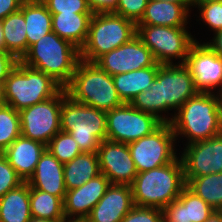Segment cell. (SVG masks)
<instances>
[{"instance_id": "1", "label": "cell", "mask_w": 222, "mask_h": 222, "mask_svg": "<svg viewBox=\"0 0 222 222\" xmlns=\"http://www.w3.org/2000/svg\"><path fill=\"white\" fill-rule=\"evenodd\" d=\"M179 63V64H178ZM161 64L150 89L136 95L130 104L146 113L155 115L162 122L170 123L171 117L159 113L178 109L199 91L185 64Z\"/></svg>"}, {"instance_id": "2", "label": "cell", "mask_w": 222, "mask_h": 222, "mask_svg": "<svg viewBox=\"0 0 222 222\" xmlns=\"http://www.w3.org/2000/svg\"><path fill=\"white\" fill-rule=\"evenodd\" d=\"M198 92L189 98L170 122L176 137L188 138V143L210 139L222 133V95Z\"/></svg>"}, {"instance_id": "3", "label": "cell", "mask_w": 222, "mask_h": 222, "mask_svg": "<svg viewBox=\"0 0 222 222\" xmlns=\"http://www.w3.org/2000/svg\"><path fill=\"white\" fill-rule=\"evenodd\" d=\"M137 173L131 184L134 206L163 209L186 187L182 159Z\"/></svg>"}, {"instance_id": "4", "label": "cell", "mask_w": 222, "mask_h": 222, "mask_svg": "<svg viewBox=\"0 0 222 222\" xmlns=\"http://www.w3.org/2000/svg\"><path fill=\"white\" fill-rule=\"evenodd\" d=\"M79 60L80 50L51 31L34 43L20 61L44 72L65 88Z\"/></svg>"}, {"instance_id": "5", "label": "cell", "mask_w": 222, "mask_h": 222, "mask_svg": "<svg viewBox=\"0 0 222 222\" xmlns=\"http://www.w3.org/2000/svg\"><path fill=\"white\" fill-rule=\"evenodd\" d=\"M65 90L73 101L104 112L124 104L117 93L112 76L94 62L80 59Z\"/></svg>"}, {"instance_id": "6", "label": "cell", "mask_w": 222, "mask_h": 222, "mask_svg": "<svg viewBox=\"0 0 222 222\" xmlns=\"http://www.w3.org/2000/svg\"><path fill=\"white\" fill-rule=\"evenodd\" d=\"M60 128L70 133L81 152H97L107 139L106 112L73 101L63 88Z\"/></svg>"}, {"instance_id": "7", "label": "cell", "mask_w": 222, "mask_h": 222, "mask_svg": "<svg viewBox=\"0 0 222 222\" xmlns=\"http://www.w3.org/2000/svg\"><path fill=\"white\" fill-rule=\"evenodd\" d=\"M62 89L52 77L19 60L4 81V104L20 111L54 97Z\"/></svg>"}, {"instance_id": "8", "label": "cell", "mask_w": 222, "mask_h": 222, "mask_svg": "<svg viewBox=\"0 0 222 222\" xmlns=\"http://www.w3.org/2000/svg\"><path fill=\"white\" fill-rule=\"evenodd\" d=\"M137 35L136 24L113 12L93 13L80 59L95 62L103 54L129 42Z\"/></svg>"}, {"instance_id": "9", "label": "cell", "mask_w": 222, "mask_h": 222, "mask_svg": "<svg viewBox=\"0 0 222 222\" xmlns=\"http://www.w3.org/2000/svg\"><path fill=\"white\" fill-rule=\"evenodd\" d=\"M137 36L151 50L159 64H173V58L185 64L189 48L196 41L186 27L136 25Z\"/></svg>"}, {"instance_id": "10", "label": "cell", "mask_w": 222, "mask_h": 222, "mask_svg": "<svg viewBox=\"0 0 222 222\" xmlns=\"http://www.w3.org/2000/svg\"><path fill=\"white\" fill-rule=\"evenodd\" d=\"M177 140L170 123L163 122L151 134L128 143L137 173L152 170L173 162Z\"/></svg>"}, {"instance_id": "11", "label": "cell", "mask_w": 222, "mask_h": 222, "mask_svg": "<svg viewBox=\"0 0 222 222\" xmlns=\"http://www.w3.org/2000/svg\"><path fill=\"white\" fill-rule=\"evenodd\" d=\"M162 123L155 115L124 103L106 112L107 139L128 144L151 134Z\"/></svg>"}, {"instance_id": "12", "label": "cell", "mask_w": 222, "mask_h": 222, "mask_svg": "<svg viewBox=\"0 0 222 222\" xmlns=\"http://www.w3.org/2000/svg\"><path fill=\"white\" fill-rule=\"evenodd\" d=\"M62 90L54 97L19 111L21 135L48 145L61 131Z\"/></svg>"}, {"instance_id": "13", "label": "cell", "mask_w": 222, "mask_h": 222, "mask_svg": "<svg viewBox=\"0 0 222 222\" xmlns=\"http://www.w3.org/2000/svg\"><path fill=\"white\" fill-rule=\"evenodd\" d=\"M185 65L190 70L199 92H212L219 87L218 93H222V56L208 43L200 44L195 41L189 48Z\"/></svg>"}, {"instance_id": "14", "label": "cell", "mask_w": 222, "mask_h": 222, "mask_svg": "<svg viewBox=\"0 0 222 222\" xmlns=\"http://www.w3.org/2000/svg\"><path fill=\"white\" fill-rule=\"evenodd\" d=\"M94 63L113 76L151 67L156 61L151 50L136 35L129 42L103 54Z\"/></svg>"}, {"instance_id": "15", "label": "cell", "mask_w": 222, "mask_h": 222, "mask_svg": "<svg viewBox=\"0 0 222 222\" xmlns=\"http://www.w3.org/2000/svg\"><path fill=\"white\" fill-rule=\"evenodd\" d=\"M180 156L185 178L222 172V133L207 140L186 144Z\"/></svg>"}, {"instance_id": "16", "label": "cell", "mask_w": 222, "mask_h": 222, "mask_svg": "<svg viewBox=\"0 0 222 222\" xmlns=\"http://www.w3.org/2000/svg\"><path fill=\"white\" fill-rule=\"evenodd\" d=\"M97 155L100 173L109 179L110 184L133 183L137 171L127 143L106 139L100 142Z\"/></svg>"}, {"instance_id": "17", "label": "cell", "mask_w": 222, "mask_h": 222, "mask_svg": "<svg viewBox=\"0 0 222 222\" xmlns=\"http://www.w3.org/2000/svg\"><path fill=\"white\" fill-rule=\"evenodd\" d=\"M109 185V179L100 173L82 186L67 190L63 200L64 216L66 218H87Z\"/></svg>"}, {"instance_id": "18", "label": "cell", "mask_w": 222, "mask_h": 222, "mask_svg": "<svg viewBox=\"0 0 222 222\" xmlns=\"http://www.w3.org/2000/svg\"><path fill=\"white\" fill-rule=\"evenodd\" d=\"M134 207L131 185L110 184L103 197L92 208L89 222H121Z\"/></svg>"}, {"instance_id": "19", "label": "cell", "mask_w": 222, "mask_h": 222, "mask_svg": "<svg viewBox=\"0 0 222 222\" xmlns=\"http://www.w3.org/2000/svg\"><path fill=\"white\" fill-rule=\"evenodd\" d=\"M64 164L46 148L41 154L34 173L26 181L30 187L64 200L67 192L64 182Z\"/></svg>"}, {"instance_id": "20", "label": "cell", "mask_w": 222, "mask_h": 222, "mask_svg": "<svg viewBox=\"0 0 222 222\" xmlns=\"http://www.w3.org/2000/svg\"><path fill=\"white\" fill-rule=\"evenodd\" d=\"M214 211L186 186L178 199L162 209L163 222H205Z\"/></svg>"}, {"instance_id": "21", "label": "cell", "mask_w": 222, "mask_h": 222, "mask_svg": "<svg viewBox=\"0 0 222 222\" xmlns=\"http://www.w3.org/2000/svg\"><path fill=\"white\" fill-rule=\"evenodd\" d=\"M45 149L46 145L43 143L20 135L2 154L17 174L24 181H27L34 173L39 158Z\"/></svg>"}, {"instance_id": "22", "label": "cell", "mask_w": 222, "mask_h": 222, "mask_svg": "<svg viewBox=\"0 0 222 222\" xmlns=\"http://www.w3.org/2000/svg\"><path fill=\"white\" fill-rule=\"evenodd\" d=\"M190 7V3L148 0L144 14L136 25L185 27Z\"/></svg>"}, {"instance_id": "23", "label": "cell", "mask_w": 222, "mask_h": 222, "mask_svg": "<svg viewBox=\"0 0 222 222\" xmlns=\"http://www.w3.org/2000/svg\"><path fill=\"white\" fill-rule=\"evenodd\" d=\"M51 15L52 31L80 50L86 42L93 14L51 13Z\"/></svg>"}, {"instance_id": "24", "label": "cell", "mask_w": 222, "mask_h": 222, "mask_svg": "<svg viewBox=\"0 0 222 222\" xmlns=\"http://www.w3.org/2000/svg\"><path fill=\"white\" fill-rule=\"evenodd\" d=\"M160 65L156 62L151 67L113 75L112 79L121 100L130 103L136 95L150 89Z\"/></svg>"}, {"instance_id": "25", "label": "cell", "mask_w": 222, "mask_h": 222, "mask_svg": "<svg viewBox=\"0 0 222 222\" xmlns=\"http://www.w3.org/2000/svg\"><path fill=\"white\" fill-rule=\"evenodd\" d=\"M30 186L24 181L0 197V222H29Z\"/></svg>"}, {"instance_id": "26", "label": "cell", "mask_w": 222, "mask_h": 222, "mask_svg": "<svg viewBox=\"0 0 222 222\" xmlns=\"http://www.w3.org/2000/svg\"><path fill=\"white\" fill-rule=\"evenodd\" d=\"M20 10L25 18L29 49L39 39L52 31V15L41 0H25Z\"/></svg>"}, {"instance_id": "27", "label": "cell", "mask_w": 222, "mask_h": 222, "mask_svg": "<svg viewBox=\"0 0 222 222\" xmlns=\"http://www.w3.org/2000/svg\"><path fill=\"white\" fill-rule=\"evenodd\" d=\"M63 170L66 190L82 186L100 174L97 152H82L65 163Z\"/></svg>"}, {"instance_id": "28", "label": "cell", "mask_w": 222, "mask_h": 222, "mask_svg": "<svg viewBox=\"0 0 222 222\" xmlns=\"http://www.w3.org/2000/svg\"><path fill=\"white\" fill-rule=\"evenodd\" d=\"M2 22L5 51L18 60L28 51L25 18L21 10L11 13Z\"/></svg>"}, {"instance_id": "29", "label": "cell", "mask_w": 222, "mask_h": 222, "mask_svg": "<svg viewBox=\"0 0 222 222\" xmlns=\"http://www.w3.org/2000/svg\"><path fill=\"white\" fill-rule=\"evenodd\" d=\"M185 180L191 191L216 211H222V172Z\"/></svg>"}, {"instance_id": "30", "label": "cell", "mask_w": 222, "mask_h": 222, "mask_svg": "<svg viewBox=\"0 0 222 222\" xmlns=\"http://www.w3.org/2000/svg\"><path fill=\"white\" fill-rule=\"evenodd\" d=\"M31 216L61 222L64 216L63 200L60 197L30 187Z\"/></svg>"}, {"instance_id": "31", "label": "cell", "mask_w": 222, "mask_h": 222, "mask_svg": "<svg viewBox=\"0 0 222 222\" xmlns=\"http://www.w3.org/2000/svg\"><path fill=\"white\" fill-rule=\"evenodd\" d=\"M21 135L19 111L9 105H0V153Z\"/></svg>"}, {"instance_id": "32", "label": "cell", "mask_w": 222, "mask_h": 222, "mask_svg": "<svg viewBox=\"0 0 222 222\" xmlns=\"http://www.w3.org/2000/svg\"><path fill=\"white\" fill-rule=\"evenodd\" d=\"M46 148L61 163L65 164L81 154L78 143L70 133L60 131L48 143Z\"/></svg>"}, {"instance_id": "33", "label": "cell", "mask_w": 222, "mask_h": 222, "mask_svg": "<svg viewBox=\"0 0 222 222\" xmlns=\"http://www.w3.org/2000/svg\"><path fill=\"white\" fill-rule=\"evenodd\" d=\"M50 13L93 14L87 0H41Z\"/></svg>"}, {"instance_id": "34", "label": "cell", "mask_w": 222, "mask_h": 222, "mask_svg": "<svg viewBox=\"0 0 222 222\" xmlns=\"http://www.w3.org/2000/svg\"><path fill=\"white\" fill-rule=\"evenodd\" d=\"M24 180L17 174L9 164L7 158L0 153V197L8 191L18 187Z\"/></svg>"}, {"instance_id": "35", "label": "cell", "mask_w": 222, "mask_h": 222, "mask_svg": "<svg viewBox=\"0 0 222 222\" xmlns=\"http://www.w3.org/2000/svg\"><path fill=\"white\" fill-rule=\"evenodd\" d=\"M198 9L200 10V18L209 25L215 34L222 30V0L204 3L199 5Z\"/></svg>"}, {"instance_id": "36", "label": "cell", "mask_w": 222, "mask_h": 222, "mask_svg": "<svg viewBox=\"0 0 222 222\" xmlns=\"http://www.w3.org/2000/svg\"><path fill=\"white\" fill-rule=\"evenodd\" d=\"M148 0H118L117 7L113 11L137 24L144 14Z\"/></svg>"}, {"instance_id": "37", "label": "cell", "mask_w": 222, "mask_h": 222, "mask_svg": "<svg viewBox=\"0 0 222 222\" xmlns=\"http://www.w3.org/2000/svg\"><path fill=\"white\" fill-rule=\"evenodd\" d=\"M121 222H163L161 209L134 206Z\"/></svg>"}, {"instance_id": "38", "label": "cell", "mask_w": 222, "mask_h": 222, "mask_svg": "<svg viewBox=\"0 0 222 222\" xmlns=\"http://www.w3.org/2000/svg\"><path fill=\"white\" fill-rule=\"evenodd\" d=\"M18 59L7 51L0 50V82H4L10 72L15 68Z\"/></svg>"}, {"instance_id": "39", "label": "cell", "mask_w": 222, "mask_h": 222, "mask_svg": "<svg viewBox=\"0 0 222 222\" xmlns=\"http://www.w3.org/2000/svg\"><path fill=\"white\" fill-rule=\"evenodd\" d=\"M87 3L93 13L113 12L118 0H87Z\"/></svg>"}, {"instance_id": "40", "label": "cell", "mask_w": 222, "mask_h": 222, "mask_svg": "<svg viewBox=\"0 0 222 222\" xmlns=\"http://www.w3.org/2000/svg\"><path fill=\"white\" fill-rule=\"evenodd\" d=\"M25 0H0V20L20 10Z\"/></svg>"}, {"instance_id": "41", "label": "cell", "mask_w": 222, "mask_h": 222, "mask_svg": "<svg viewBox=\"0 0 222 222\" xmlns=\"http://www.w3.org/2000/svg\"><path fill=\"white\" fill-rule=\"evenodd\" d=\"M208 42V45L220 56H222V30L214 34V38Z\"/></svg>"}, {"instance_id": "42", "label": "cell", "mask_w": 222, "mask_h": 222, "mask_svg": "<svg viewBox=\"0 0 222 222\" xmlns=\"http://www.w3.org/2000/svg\"><path fill=\"white\" fill-rule=\"evenodd\" d=\"M205 222H222V211H214Z\"/></svg>"}, {"instance_id": "43", "label": "cell", "mask_w": 222, "mask_h": 222, "mask_svg": "<svg viewBox=\"0 0 222 222\" xmlns=\"http://www.w3.org/2000/svg\"><path fill=\"white\" fill-rule=\"evenodd\" d=\"M189 1H190L191 6L197 7V6L207 3V2H214V1H220V0H189Z\"/></svg>"}, {"instance_id": "44", "label": "cell", "mask_w": 222, "mask_h": 222, "mask_svg": "<svg viewBox=\"0 0 222 222\" xmlns=\"http://www.w3.org/2000/svg\"><path fill=\"white\" fill-rule=\"evenodd\" d=\"M0 50H5V44H4V35H3V29H2V22L0 20Z\"/></svg>"}, {"instance_id": "45", "label": "cell", "mask_w": 222, "mask_h": 222, "mask_svg": "<svg viewBox=\"0 0 222 222\" xmlns=\"http://www.w3.org/2000/svg\"><path fill=\"white\" fill-rule=\"evenodd\" d=\"M61 222H89L87 218H64Z\"/></svg>"}, {"instance_id": "46", "label": "cell", "mask_w": 222, "mask_h": 222, "mask_svg": "<svg viewBox=\"0 0 222 222\" xmlns=\"http://www.w3.org/2000/svg\"><path fill=\"white\" fill-rule=\"evenodd\" d=\"M4 104V82H0V105Z\"/></svg>"}, {"instance_id": "47", "label": "cell", "mask_w": 222, "mask_h": 222, "mask_svg": "<svg viewBox=\"0 0 222 222\" xmlns=\"http://www.w3.org/2000/svg\"><path fill=\"white\" fill-rule=\"evenodd\" d=\"M29 222H56L48 219H42V218H36V217H31Z\"/></svg>"}, {"instance_id": "48", "label": "cell", "mask_w": 222, "mask_h": 222, "mask_svg": "<svg viewBox=\"0 0 222 222\" xmlns=\"http://www.w3.org/2000/svg\"><path fill=\"white\" fill-rule=\"evenodd\" d=\"M155 1H167L172 3H190L189 0H155Z\"/></svg>"}]
</instances>
